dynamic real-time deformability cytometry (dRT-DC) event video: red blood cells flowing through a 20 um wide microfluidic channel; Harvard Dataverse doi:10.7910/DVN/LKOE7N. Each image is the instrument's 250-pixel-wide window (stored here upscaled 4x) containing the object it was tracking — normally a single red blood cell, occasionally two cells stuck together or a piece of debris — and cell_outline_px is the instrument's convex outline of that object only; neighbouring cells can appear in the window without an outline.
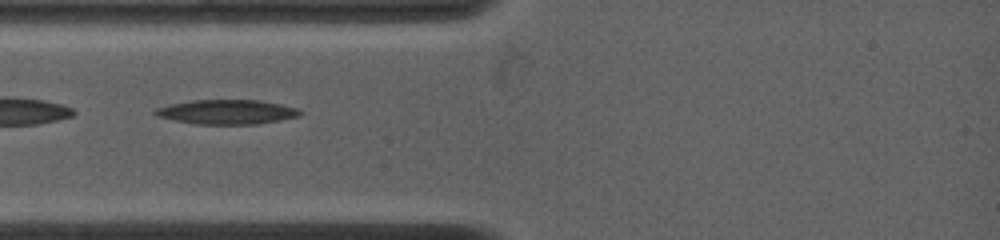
{"species": "common noctule bat (a hibernating species)", "species_latin": "Nyctalus noctula", "temperature_condition": "warm", "stored_images_in_passage": 10, "camera_frame_rate_fps": 4500, "um_per_image_px": 0.085, "animal": {"sex": "female", "body_mass_g": 19.0, "forearm_length_mm": 53.3}, "frame": {"image": 1, "passage_image": 1, "time_ms": 0.0, "image_size_px": [1000, 240], "cell_outline_px": [[304, 112], [300, 116], [280, 120], [256, 124], [196, 124], [172, 120], [156, 116], [152, 112], [156, 108], [172, 104], [192, 100], [260, 100], [300, 108]], "centroid_in_image_um": [19.31, 9.51], "position_along_channel_um": 65.7, "area_um2": 20.81}}
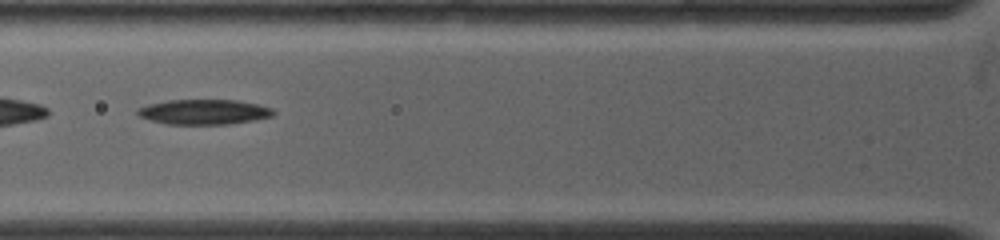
{"frame": {"image": 2, "passage_image": 4, "time_ms": 1.111, "image_size_px": [1000, 240], "cell_outline_px": [[276, 112], [272, 116], [256, 120], [228, 124], [164, 124], [140, 116], [136, 112], [136, 108], [148, 104], [168, 100], [236, 100], [260, 104], [272, 108]], "centroid_in_image_um": [17.36, 9.51], "position_along_channel_um": 108.4, "area_um2": 19.94}}